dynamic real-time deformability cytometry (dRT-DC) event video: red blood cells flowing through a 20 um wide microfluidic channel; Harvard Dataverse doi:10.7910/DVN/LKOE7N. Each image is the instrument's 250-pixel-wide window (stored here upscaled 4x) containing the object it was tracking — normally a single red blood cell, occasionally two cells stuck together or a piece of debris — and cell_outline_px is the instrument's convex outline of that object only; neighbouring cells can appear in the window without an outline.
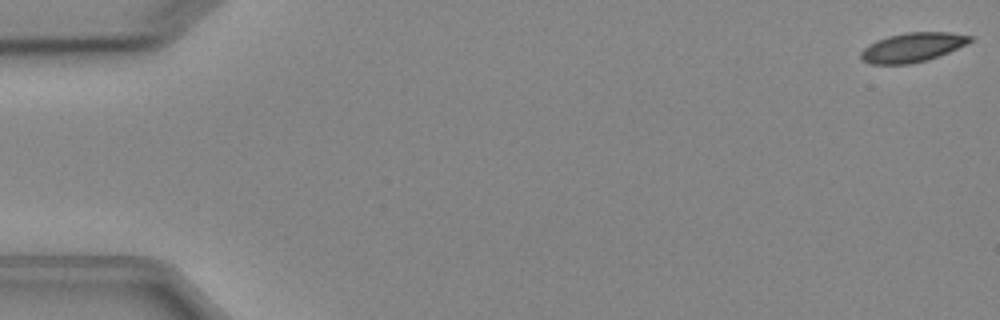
{"species": "Egyptian fruit bat (a non-hibernating species)", "species_latin": "Rousettus aegyptiacus", "temperature_condition": "cold", "stored_images_in_passage": 5, "camera_frame_rate_fps": 3000, "um_per_image_px": 0.085, "animal": {"sex": "female"}, "frame": {"image": 1, "passage_image": 1, "time_ms": 0.0, "image_size_px": [1000, 320], "cell_outline_px": [[972, 40], [948, 52], [924, 60], [908, 64], [872, 64], [864, 60], [860, 56], [860, 52], [868, 44], [876, 40], [888, 36], [904, 32], [948, 32], [972, 36]], "centroid_in_image_um": [77.5, 4.01], "position_along_channel_um": 7.5, "area_um2": 18.26}}
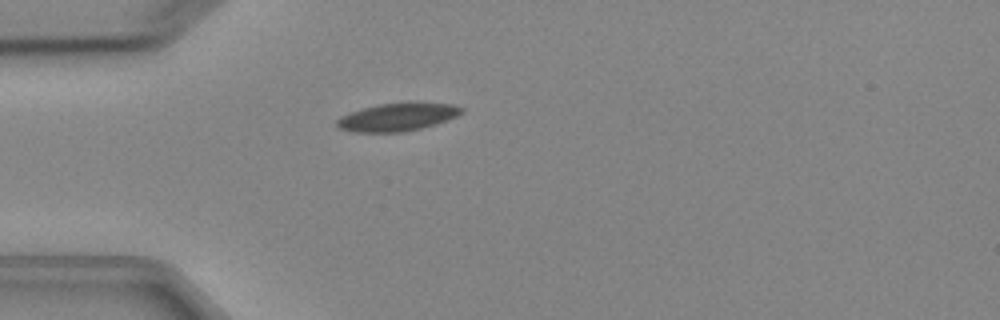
{"frame": {"image": 2, "passage_image": 5, "time_ms": 4.667, "image_size_px": [1000, 320], "cell_outline_px": [[464, 112], [456, 116], [420, 128], [404, 132], [352, 132], [340, 128], [336, 124], [336, 120], [340, 116], [376, 104], [408, 100], [412, 100], [452, 104], [464, 108]], "centroid_in_image_um": [33.8, 9.9], "position_along_channel_um": 51.2, "area_um2": 20.69}}